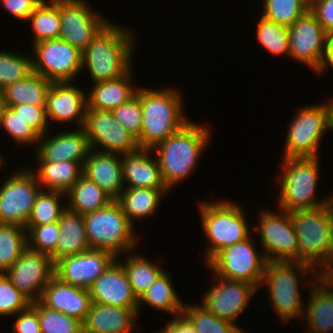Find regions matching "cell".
<instances>
[{
    "instance_id": "6da1fadb",
    "label": "cell",
    "mask_w": 333,
    "mask_h": 333,
    "mask_svg": "<svg viewBox=\"0 0 333 333\" xmlns=\"http://www.w3.org/2000/svg\"><path fill=\"white\" fill-rule=\"evenodd\" d=\"M199 124L190 120L152 149L169 190L191 177L211 141L209 127Z\"/></svg>"
},
{
    "instance_id": "7a4b0ae2",
    "label": "cell",
    "mask_w": 333,
    "mask_h": 333,
    "mask_svg": "<svg viewBox=\"0 0 333 333\" xmlns=\"http://www.w3.org/2000/svg\"><path fill=\"white\" fill-rule=\"evenodd\" d=\"M150 88L138 87L142 126L137 143L140 149L152 150L180 130L190 119L183 113V94L179 90L171 87Z\"/></svg>"
},
{
    "instance_id": "3957f363",
    "label": "cell",
    "mask_w": 333,
    "mask_h": 333,
    "mask_svg": "<svg viewBox=\"0 0 333 333\" xmlns=\"http://www.w3.org/2000/svg\"><path fill=\"white\" fill-rule=\"evenodd\" d=\"M133 36L128 28L111 21L82 51L81 69L89 71L93 84L120 77L133 67L137 48Z\"/></svg>"
},
{
    "instance_id": "277c9868",
    "label": "cell",
    "mask_w": 333,
    "mask_h": 333,
    "mask_svg": "<svg viewBox=\"0 0 333 333\" xmlns=\"http://www.w3.org/2000/svg\"><path fill=\"white\" fill-rule=\"evenodd\" d=\"M299 275L318 278L321 273L303 262L267 261L265 264L260 288L267 287L270 306L283 322L303 317L306 304L301 298Z\"/></svg>"
},
{
    "instance_id": "5b68a950",
    "label": "cell",
    "mask_w": 333,
    "mask_h": 333,
    "mask_svg": "<svg viewBox=\"0 0 333 333\" xmlns=\"http://www.w3.org/2000/svg\"><path fill=\"white\" fill-rule=\"evenodd\" d=\"M319 157H286L279 176L278 206L281 210L316 209L325 205L328 196L317 199Z\"/></svg>"
},
{
    "instance_id": "8992f818",
    "label": "cell",
    "mask_w": 333,
    "mask_h": 333,
    "mask_svg": "<svg viewBox=\"0 0 333 333\" xmlns=\"http://www.w3.org/2000/svg\"><path fill=\"white\" fill-rule=\"evenodd\" d=\"M198 205L202 230L210 243L203 257L205 264L221 249L245 240L252 233L242 205L224 199L200 201Z\"/></svg>"
},
{
    "instance_id": "52a82bcc",
    "label": "cell",
    "mask_w": 333,
    "mask_h": 333,
    "mask_svg": "<svg viewBox=\"0 0 333 333\" xmlns=\"http://www.w3.org/2000/svg\"><path fill=\"white\" fill-rule=\"evenodd\" d=\"M83 219L90 249L107 251L116 258L136 249L138 243L136 228L116 200H112L101 209L83 215Z\"/></svg>"
},
{
    "instance_id": "ba28073f",
    "label": "cell",
    "mask_w": 333,
    "mask_h": 333,
    "mask_svg": "<svg viewBox=\"0 0 333 333\" xmlns=\"http://www.w3.org/2000/svg\"><path fill=\"white\" fill-rule=\"evenodd\" d=\"M299 246V262L325 274L333 266V240L325 206L290 212Z\"/></svg>"
},
{
    "instance_id": "9c48e42d",
    "label": "cell",
    "mask_w": 333,
    "mask_h": 333,
    "mask_svg": "<svg viewBox=\"0 0 333 333\" xmlns=\"http://www.w3.org/2000/svg\"><path fill=\"white\" fill-rule=\"evenodd\" d=\"M253 240L249 235L245 240L221 249L206 263L207 269L213 275L243 281L259 290L267 260L262 251L255 248Z\"/></svg>"
},
{
    "instance_id": "30bf717a",
    "label": "cell",
    "mask_w": 333,
    "mask_h": 333,
    "mask_svg": "<svg viewBox=\"0 0 333 333\" xmlns=\"http://www.w3.org/2000/svg\"><path fill=\"white\" fill-rule=\"evenodd\" d=\"M295 115L286 131L282 158L319 157L322 136L330 132L325 103L306 105L299 108Z\"/></svg>"
},
{
    "instance_id": "8fae6325",
    "label": "cell",
    "mask_w": 333,
    "mask_h": 333,
    "mask_svg": "<svg viewBox=\"0 0 333 333\" xmlns=\"http://www.w3.org/2000/svg\"><path fill=\"white\" fill-rule=\"evenodd\" d=\"M279 211L262 209L252 231L259 234L261 251L267 261L299 262L298 239L290 212Z\"/></svg>"
},
{
    "instance_id": "7c38bea8",
    "label": "cell",
    "mask_w": 333,
    "mask_h": 333,
    "mask_svg": "<svg viewBox=\"0 0 333 333\" xmlns=\"http://www.w3.org/2000/svg\"><path fill=\"white\" fill-rule=\"evenodd\" d=\"M0 186V224L24 227L42 189L31 168L10 173Z\"/></svg>"
},
{
    "instance_id": "4fadbf2b",
    "label": "cell",
    "mask_w": 333,
    "mask_h": 333,
    "mask_svg": "<svg viewBox=\"0 0 333 333\" xmlns=\"http://www.w3.org/2000/svg\"><path fill=\"white\" fill-rule=\"evenodd\" d=\"M33 46V72L51 82H73L82 72V52L61 39L44 40Z\"/></svg>"
},
{
    "instance_id": "5bb4252c",
    "label": "cell",
    "mask_w": 333,
    "mask_h": 333,
    "mask_svg": "<svg viewBox=\"0 0 333 333\" xmlns=\"http://www.w3.org/2000/svg\"><path fill=\"white\" fill-rule=\"evenodd\" d=\"M87 0H57L60 16L59 39L77 47L81 52L111 22L93 11ZM91 7V8H90Z\"/></svg>"
},
{
    "instance_id": "9a60e30c",
    "label": "cell",
    "mask_w": 333,
    "mask_h": 333,
    "mask_svg": "<svg viewBox=\"0 0 333 333\" xmlns=\"http://www.w3.org/2000/svg\"><path fill=\"white\" fill-rule=\"evenodd\" d=\"M288 31L289 58L319 75L327 58L328 33L309 10Z\"/></svg>"
},
{
    "instance_id": "2e32d148",
    "label": "cell",
    "mask_w": 333,
    "mask_h": 333,
    "mask_svg": "<svg viewBox=\"0 0 333 333\" xmlns=\"http://www.w3.org/2000/svg\"><path fill=\"white\" fill-rule=\"evenodd\" d=\"M82 128L91 149L119 155L139 149L137 139L115 120L111 111L87 107Z\"/></svg>"
},
{
    "instance_id": "e0dca14e",
    "label": "cell",
    "mask_w": 333,
    "mask_h": 333,
    "mask_svg": "<svg viewBox=\"0 0 333 333\" xmlns=\"http://www.w3.org/2000/svg\"><path fill=\"white\" fill-rule=\"evenodd\" d=\"M216 277V278H215ZM212 286L204 293L201 304L221 319L236 325L238 317L248 307L252 297L258 291L253 285L237 280H229L214 275ZM216 281V282H215Z\"/></svg>"
},
{
    "instance_id": "ac0fdd59",
    "label": "cell",
    "mask_w": 333,
    "mask_h": 333,
    "mask_svg": "<svg viewBox=\"0 0 333 333\" xmlns=\"http://www.w3.org/2000/svg\"><path fill=\"white\" fill-rule=\"evenodd\" d=\"M5 274L33 303L40 300L44 288L54 276V263L48 254L27 247Z\"/></svg>"
},
{
    "instance_id": "d6986e66",
    "label": "cell",
    "mask_w": 333,
    "mask_h": 333,
    "mask_svg": "<svg viewBox=\"0 0 333 333\" xmlns=\"http://www.w3.org/2000/svg\"><path fill=\"white\" fill-rule=\"evenodd\" d=\"M116 259L107 251L89 249L58 259L54 263V276L66 284L89 290Z\"/></svg>"
},
{
    "instance_id": "ffe728a7",
    "label": "cell",
    "mask_w": 333,
    "mask_h": 333,
    "mask_svg": "<svg viewBox=\"0 0 333 333\" xmlns=\"http://www.w3.org/2000/svg\"><path fill=\"white\" fill-rule=\"evenodd\" d=\"M46 115L48 122L63 124L72 121L81 128L87 109V95L72 82H52L46 95Z\"/></svg>"
},
{
    "instance_id": "44dd1931",
    "label": "cell",
    "mask_w": 333,
    "mask_h": 333,
    "mask_svg": "<svg viewBox=\"0 0 333 333\" xmlns=\"http://www.w3.org/2000/svg\"><path fill=\"white\" fill-rule=\"evenodd\" d=\"M42 135L35 149L36 161H70L84 165L91 146L83 128L65 130L51 136ZM50 135V137H48ZM46 136V137H45Z\"/></svg>"
},
{
    "instance_id": "7402d4cb",
    "label": "cell",
    "mask_w": 333,
    "mask_h": 333,
    "mask_svg": "<svg viewBox=\"0 0 333 333\" xmlns=\"http://www.w3.org/2000/svg\"><path fill=\"white\" fill-rule=\"evenodd\" d=\"M92 303L115 307H138L122 264L116 259L89 289Z\"/></svg>"
},
{
    "instance_id": "603a6c76",
    "label": "cell",
    "mask_w": 333,
    "mask_h": 333,
    "mask_svg": "<svg viewBox=\"0 0 333 333\" xmlns=\"http://www.w3.org/2000/svg\"><path fill=\"white\" fill-rule=\"evenodd\" d=\"M308 303L304 308L305 333H331L333 330V282L326 274L311 278ZM306 313V314H305ZM305 315V317H304Z\"/></svg>"
},
{
    "instance_id": "cb8c5ba5",
    "label": "cell",
    "mask_w": 333,
    "mask_h": 333,
    "mask_svg": "<svg viewBox=\"0 0 333 333\" xmlns=\"http://www.w3.org/2000/svg\"><path fill=\"white\" fill-rule=\"evenodd\" d=\"M49 309L84 322L92 304L90 292L60 281L53 276L39 300Z\"/></svg>"
},
{
    "instance_id": "d4e9b609",
    "label": "cell",
    "mask_w": 333,
    "mask_h": 333,
    "mask_svg": "<svg viewBox=\"0 0 333 333\" xmlns=\"http://www.w3.org/2000/svg\"><path fill=\"white\" fill-rule=\"evenodd\" d=\"M149 149L121 155L124 188L168 189L155 154Z\"/></svg>"
},
{
    "instance_id": "484cf974",
    "label": "cell",
    "mask_w": 333,
    "mask_h": 333,
    "mask_svg": "<svg viewBox=\"0 0 333 333\" xmlns=\"http://www.w3.org/2000/svg\"><path fill=\"white\" fill-rule=\"evenodd\" d=\"M138 316V307L92 303L83 322V333H131L139 329Z\"/></svg>"
},
{
    "instance_id": "4316f807",
    "label": "cell",
    "mask_w": 333,
    "mask_h": 333,
    "mask_svg": "<svg viewBox=\"0 0 333 333\" xmlns=\"http://www.w3.org/2000/svg\"><path fill=\"white\" fill-rule=\"evenodd\" d=\"M83 175L96 183L113 200H116L124 190L119 154L91 149L83 165Z\"/></svg>"
},
{
    "instance_id": "83f0119b",
    "label": "cell",
    "mask_w": 333,
    "mask_h": 333,
    "mask_svg": "<svg viewBox=\"0 0 333 333\" xmlns=\"http://www.w3.org/2000/svg\"><path fill=\"white\" fill-rule=\"evenodd\" d=\"M133 70L131 67L120 77L94 83L90 91L86 92L87 107L112 111L130 99L138 88L133 86Z\"/></svg>"
},
{
    "instance_id": "f1b7e54d",
    "label": "cell",
    "mask_w": 333,
    "mask_h": 333,
    "mask_svg": "<svg viewBox=\"0 0 333 333\" xmlns=\"http://www.w3.org/2000/svg\"><path fill=\"white\" fill-rule=\"evenodd\" d=\"M169 189L152 188H124L116 201L120 204L123 213L134 225L142 219L152 216L160 209L162 197Z\"/></svg>"
},
{
    "instance_id": "f546056e",
    "label": "cell",
    "mask_w": 333,
    "mask_h": 333,
    "mask_svg": "<svg viewBox=\"0 0 333 333\" xmlns=\"http://www.w3.org/2000/svg\"><path fill=\"white\" fill-rule=\"evenodd\" d=\"M38 168L31 169L43 190L67 193L83 175V166L70 161H37Z\"/></svg>"
},
{
    "instance_id": "4dcf8cb0",
    "label": "cell",
    "mask_w": 333,
    "mask_h": 333,
    "mask_svg": "<svg viewBox=\"0 0 333 333\" xmlns=\"http://www.w3.org/2000/svg\"><path fill=\"white\" fill-rule=\"evenodd\" d=\"M59 239L56 244V261L61 257L90 249L83 216L66 209L58 220Z\"/></svg>"
},
{
    "instance_id": "1f68e13d",
    "label": "cell",
    "mask_w": 333,
    "mask_h": 333,
    "mask_svg": "<svg viewBox=\"0 0 333 333\" xmlns=\"http://www.w3.org/2000/svg\"><path fill=\"white\" fill-rule=\"evenodd\" d=\"M164 270L154 281V283L138 299V315L140 308L144 304L156 310L167 312L173 317L182 314L184 302L173 287L171 274Z\"/></svg>"
},
{
    "instance_id": "d6a6232c",
    "label": "cell",
    "mask_w": 333,
    "mask_h": 333,
    "mask_svg": "<svg viewBox=\"0 0 333 333\" xmlns=\"http://www.w3.org/2000/svg\"><path fill=\"white\" fill-rule=\"evenodd\" d=\"M66 198L67 209L82 216L107 206L113 200L84 175L68 190Z\"/></svg>"
},
{
    "instance_id": "836d02e7",
    "label": "cell",
    "mask_w": 333,
    "mask_h": 333,
    "mask_svg": "<svg viewBox=\"0 0 333 333\" xmlns=\"http://www.w3.org/2000/svg\"><path fill=\"white\" fill-rule=\"evenodd\" d=\"M51 84L47 78L32 72L25 79L2 90L5 105L9 107L19 104L46 105V95Z\"/></svg>"
},
{
    "instance_id": "e575fe53",
    "label": "cell",
    "mask_w": 333,
    "mask_h": 333,
    "mask_svg": "<svg viewBox=\"0 0 333 333\" xmlns=\"http://www.w3.org/2000/svg\"><path fill=\"white\" fill-rule=\"evenodd\" d=\"M134 253H126L125 260L121 261L119 258L117 260L122 264L129 283L131 284L132 291L134 295L139 299L141 295L154 283L156 278L164 271L161 268L160 261H152L151 259ZM131 253V254H130Z\"/></svg>"
},
{
    "instance_id": "d590c367",
    "label": "cell",
    "mask_w": 333,
    "mask_h": 333,
    "mask_svg": "<svg viewBox=\"0 0 333 333\" xmlns=\"http://www.w3.org/2000/svg\"><path fill=\"white\" fill-rule=\"evenodd\" d=\"M31 23L32 45L44 40L58 39L60 36V16L57 0H42L34 13L26 21Z\"/></svg>"
},
{
    "instance_id": "8d00e7d4",
    "label": "cell",
    "mask_w": 333,
    "mask_h": 333,
    "mask_svg": "<svg viewBox=\"0 0 333 333\" xmlns=\"http://www.w3.org/2000/svg\"><path fill=\"white\" fill-rule=\"evenodd\" d=\"M181 315L196 333H243L236 325L219 318L202 304L197 306L184 303Z\"/></svg>"
},
{
    "instance_id": "74e56055",
    "label": "cell",
    "mask_w": 333,
    "mask_h": 333,
    "mask_svg": "<svg viewBox=\"0 0 333 333\" xmlns=\"http://www.w3.org/2000/svg\"><path fill=\"white\" fill-rule=\"evenodd\" d=\"M27 247L24 227L0 224V273H5Z\"/></svg>"
},
{
    "instance_id": "f35d334b",
    "label": "cell",
    "mask_w": 333,
    "mask_h": 333,
    "mask_svg": "<svg viewBox=\"0 0 333 333\" xmlns=\"http://www.w3.org/2000/svg\"><path fill=\"white\" fill-rule=\"evenodd\" d=\"M64 197H66L65 193L41 189L26 225H45L58 222L61 214L67 209V204L62 205Z\"/></svg>"
},
{
    "instance_id": "ab89813d",
    "label": "cell",
    "mask_w": 333,
    "mask_h": 333,
    "mask_svg": "<svg viewBox=\"0 0 333 333\" xmlns=\"http://www.w3.org/2000/svg\"><path fill=\"white\" fill-rule=\"evenodd\" d=\"M256 27V40L271 55L289 57V31L288 26L259 17Z\"/></svg>"
},
{
    "instance_id": "60d3db41",
    "label": "cell",
    "mask_w": 333,
    "mask_h": 333,
    "mask_svg": "<svg viewBox=\"0 0 333 333\" xmlns=\"http://www.w3.org/2000/svg\"><path fill=\"white\" fill-rule=\"evenodd\" d=\"M32 72V58L29 55L0 50V90L25 79Z\"/></svg>"
},
{
    "instance_id": "b9f144b4",
    "label": "cell",
    "mask_w": 333,
    "mask_h": 333,
    "mask_svg": "<svg viewBox=\"0 0 333 333\" xmlns=\"http://www.w3.org/2000/svg\"><path fill=\"white\" fill-rule=\"evenodd\" d=\"M262 3L264 18L288 27L309 10L302 0H264Z\"/></svg>"
},
{
    "instance_id": "7bdbcfd3",
    "label": "cell",
    "mask_w": 333,
    "mask_h": 333,
    "mask_svg": "<svg viewBox=\"0 0 333 333\" xmlns=\"http://www.w3.org/2000/svg\"><path fill=\"white\" fill-rule=\"evenodd\" d=\"M28 248L48 254L56 262V244L59 239L58 222L45 225H25Z\"/></svg>"
},
{
    "instance_id": "ee69618b",
    "label": "cell",
    "mask_w": 333,
    "mask_h": 333,
    "mask_svg": "<svg viewBox=\"0 0 333 333\" xmlns=\"http://www.w3.org/2000/svg\"><path fill=\"white\" fill-rule=\"evenodd\" d=\"M37 313L42 333H83V323L37 301Z\"/></svg>"
},
{
    "instance_id": "f6af8a7d",
    "label": "cell",
    "mask_w": 333,
    "mask_h": 333,
    "mask_svg": "<svg viewBox=\"0 0 333 333\" xmlns=\"http://www.w3.org/2000/svg\"><path fill=\"white\" fill-rule=\"evenodd\" d=\"M2 131L6 132L15 143L21 145L31 146L35 144L37 147L40 135L28 125V123L17 114L11 107L6 106L2 115L1 126Z\"/></svg>"
},
{
    "instance_id": "bcb514c9",
    "label": "cell",
    "mask_w": 333,
    "mask_h": 333,
    "mask_svg": "<svg viewBox=\"0 0 333 333\" xmlns=\"http://www.w3.org/2000/svg\"><path fill=\"white\" fill-rule=\"evenodd\" d=\"M32 302L10 281L5 273H0V317L16 315L27 309Z\"/></svg>"
},
{
    "instance_id": "7dc6e473",
    "label": "cell",
    "mask_w": 333,
    "mask_h": 333,
    "mask_svg": "<svg viewBox=\"0 0 333 333\" xmlns=\"http://www.w3.org/2000/svg\"><path fill=\"white\" fill-rule=\"evenodd\" d=\"M111 112L116 121L136 139L139 138L142 126V108L140 98L138 97V88L130 99Z\"/></svg>"
},
{
    "instance_id": "c3c4849f",
    "label": "cell",
    "mask_w": 333,
    "mask_h": 333,
    "mask_svg": "<svg viewBox=\"0 0 333 333\" xmlns=\"http://www.w3.org/2000/svg\"><path fill=\"white\" fill-rule=\"evenodd\" d=\"M11 108L19 114L40 136L50 132L45 105L19 104L13 105Z\"/></svg>"
},
{
    "instance_id": "681fc988",
    "label": "cell",
    "mask_w": 333,
    "mask_h": 333,
    "mask_svg": "<svg viewBox=\"0 0 333 333\" xmlns=\"http://www.w3.org/2000/svg\"><path fill=\"white\" fill-rule=\"evenodd\" d=\"M12 333H42L37 313V302H33L27 309L14 315Z\"/></svg>"
},
{
    "instance_id": "f907efd6",
    "label": "cell",
    "mask_w": 333,
    "mask_h": 333,
    "mask_svg": "<svg viewBox=\"0 0 333 333\" xmlns=\"http://www.w3.org/2000/svg\"><path fill=\"white\" fill-rule=\"evenodd\" d=\"M42 0H0L4 9L16 19L26 23Z\"/></svg>"
},
{
    "instance_id": "816d5d0a",
    "label": "cell",
    "mask_w": 333,
    "mask_h": 333,
    "mask_svg": "<svg viewBox=\"0 0 333 333\" xmlns=\"http://www.w3.org/2000/svg\"><path fill=\"white\" fill-rule=\"evenodd\" d=\"M309 11L316 17L327 33L333 32V0L321 1Z\"/></svg>"
},
{
    "instance_id": "f5cc1de1",
    "label": "cell",
    "mask_w": 333,
    "mask_h": 333,
    "mask_svg": "<svg viewBox=\"0 0 333 333\" xmlns=\"http://www.w3.org/2000/svg\"><path fill=\"white\" fill-rule=\"evenodd\" d=\"M165 327L157 330L156 333H196L189 322L182 316L172 317Z\"/></svg>"
},
{
    "instance_id": "db71d44e",
    "label": "cell",
    "mask_w": 333,
    "mask_h": 333,
    "mask_svg": "<svg viewBox=\"0 0 333 333\" xmlns=\"http://www.w3.org/2000/svg\"><path fill=\"white\" fill-rule=\"evenodd\" d=\"M328 66L331 67V69L333 68V32L328 33L327 58L324 63L323 69L319 74L321 75L323 74V72L326 73L325 71L328 70Z\"/></svg>"
},
{
    "instance_id": "11a10c76",
    "label": "cell",
    "mask_w": 333,
    "mask_h": 333,
    "mask_svg": "<svg viewBox=\"0 0 333 333\" xmlns=\"http://www.w3.org/2000/svg\"><path fill=\"white\" fill-rule=\"evenodd\" d=\"M324 206L329 219L330 231L333 240V195H328V199Z\"/></svg>"
},
{
    "instance_id": "9f6ffc18",
    "label": "cell",
    "mask_w": 333,
    "mask_h": 333,
    "mask_svg": "<svg viewBox=\"0 0 333 333\" xmlns=\"http://www.w3.org/2000/svg\"><path fill=\"white\" fill-rule=\"evenodd\" d=\"M325 105L328 110V120H329V129L332 132L333 130V99H330Z\"/></svg>"
},
{
    "instance_id": "6f0895ef",
    "label": "cell",
    "mask_w": 333,
    "mask_h": 333,
    "mask_svg": "<svg viewBox=\"0 0 333 333\" xmlns=\"http://www.w3.org/2000/svg\"><path fill=\"white\" fill-rule=\"evenodd\" d=\"M5 107H6V105H5V101H4V94H3V91L0 90V126H1L2 115H3V111H4Z\"/></svg>"
},
{
    "instance_id": "680465c9",
    "label": "cell",
    "mask_w": 333,
    "mask_h": 333,
    "mask_svg": "<svg viewBox=\"0 0 333 333\" xmlns=\"http://www.w3.org/2000/svg\"><path fill=\"white\" fill-rule=\"evenodd\" d=\"M302 1L308 9H311L315 4L324 0H302Z\"/></svg>"
},
{
    "instance_id": "91938a15",
    "label": "cell",
    "mask_w": 333,
    "mask_h": 333,
    "mask_svg": "<svg viewBox=\"0 0 333 333\" xmlns=\"http://www.w3.org/2000/svg\"><path fill=\"white\" fill-rule=\"evenodd\" d=\"M333 282V266L325 273Z\"/></svg>"
},
{
    "instance_id": "94428289",
    "label": "cell",
    "mask_w": 333,
    "mask_h": 333,
    "mask_svg": "<svg viewBox=\"0 0 333 333\" xmlns=\"http://www.w3.org/2000/svg\"><path fill=\"white\" fill-rule=\"evenodd\" d=\"M2 155L3 154L0 153V168L3 167L4 166L3 164L5 163V158Z\"/></svg>"
}]
</instances>
